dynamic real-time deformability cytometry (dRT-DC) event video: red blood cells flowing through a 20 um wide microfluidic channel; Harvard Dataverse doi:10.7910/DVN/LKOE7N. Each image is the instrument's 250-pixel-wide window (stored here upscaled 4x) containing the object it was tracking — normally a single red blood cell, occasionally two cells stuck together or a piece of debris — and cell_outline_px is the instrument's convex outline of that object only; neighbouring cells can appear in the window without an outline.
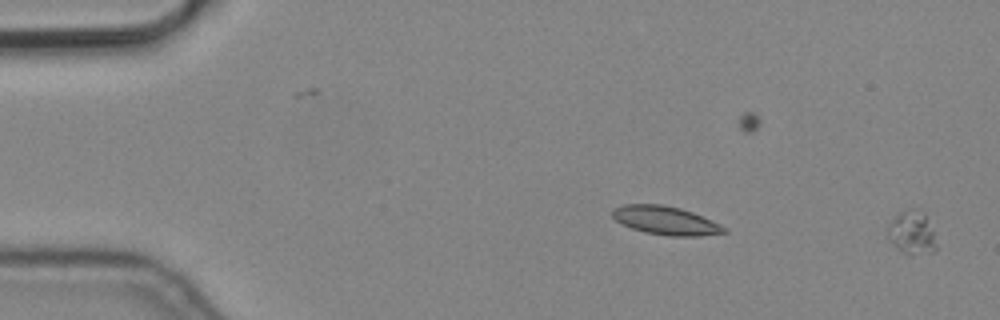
{"species": "common noctule bat (a hibernating species)", "species_latin": "Nyctalus noctula", "temperature_condition": "cold", "stored_images_in_passage": 2, "camera_frame_rate_fps": 3000, "um_per_image_px": 0.085, "animal": {"sex": "male", "body_mass_g": 19.2, "forearm_length_mm": 51.8}, "frame": {"image": 1, "passage_image": 2, "time_ms": 0.333, "image_size_px": [1000, 320], "cell_outline_px": [[936, 248], [932, 252], [908, 256], [896, 248], [888, 240], [888, 228], [892, 220], [900, 212], [912, 208], [924, 212], [932, 232], [936, 244]], "centroid_in_image_um": [77.49, 19.81], "position_along_channel_um": 7.5, "area_um2": 12.14}}